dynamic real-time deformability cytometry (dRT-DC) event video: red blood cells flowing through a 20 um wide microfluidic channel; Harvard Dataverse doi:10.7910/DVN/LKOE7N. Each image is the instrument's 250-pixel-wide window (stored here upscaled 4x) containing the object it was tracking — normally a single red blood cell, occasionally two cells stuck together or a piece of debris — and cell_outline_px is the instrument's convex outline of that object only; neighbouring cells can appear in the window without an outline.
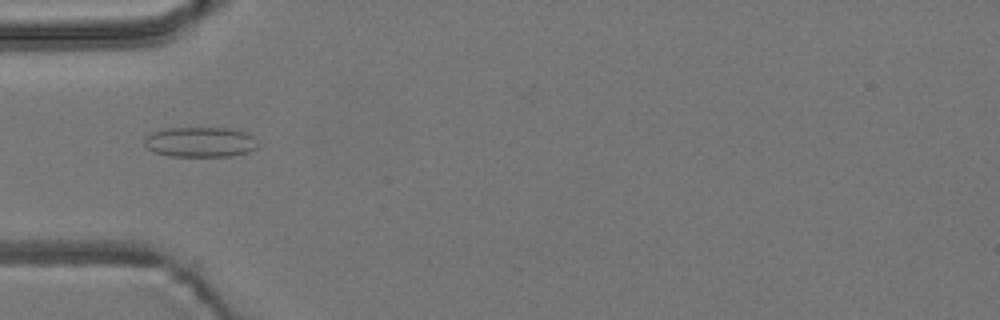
{"species": "common noctule bat (a hibernating species)", "species_latin": "Nyctalus noctula", "temperature_condition": "room temperature", "stored_images_in_passage": 8, "camera_frame_rate_fps": 3000, "um_per_image_px": 0.085, "animal": {"sex": "male", "body_mass_g": 19.2, "forearm_length_mm": 51.8}, "frame": {"image": 1, "passage_image": 5, "time_ms": 1.333, "image_size_px": [1000, 320], "cell_outline_px": [[256, 148], [248, 152], [232, 156], [172, 156], [152, 152], [144, 148], [144, 136], [152, 132], [164, 128], [232, 128], [248, 132], [252, 136], [256, 144]], "centroid_in_image_um": [16.96, 12.07], "position_along_channel_um": 68.0, "area_um2": 20.17}}
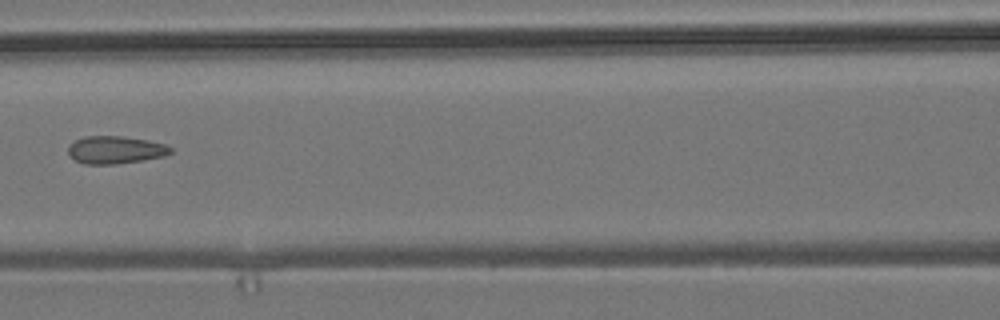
{"frame": {"image": 2, "passage_image": 7, "time_ms": 2.0, "image_size_px": [1000, 320], "cell_outline_px": [[172, 152], [164, 156], [144, 160], [116, 164], [84, 164], [76, 160], [68, 152], [68, 148], [76, 140], [84, 136], [120, 136], [148, 140], [164, 144], [172, 148]], "centroid_in_image_um": [9.83, 12.74], "position_along_channel_um": 156.8, "area_um2": 16.36}}
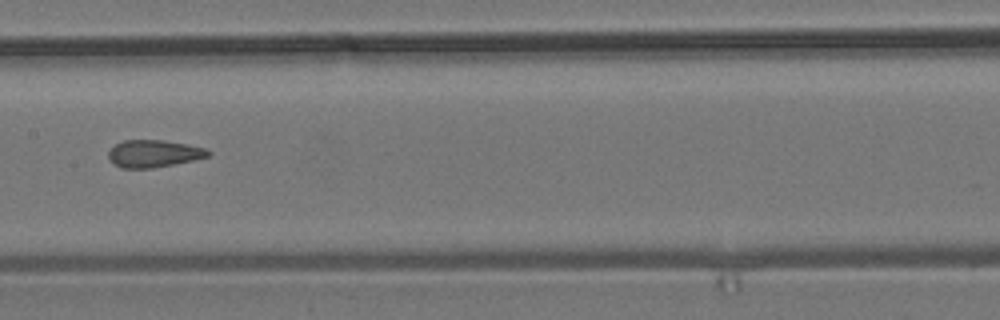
{"frame": {"image": 3, "passage_image": 8, "time_ms": 2.333, "image_size_px": [1000, 320], "cell_outline_px": [[212, 152], [208, 156], [192, 160], [152, 168], [120, 168], [108, 156], [108, 152], [116, 144], [124, 140], [164, 140], [204, 148]], "centroid_in_image_um": [13.05, 13.05], "position_along_channel_um": 194.3, "area_um2": 15.49}}